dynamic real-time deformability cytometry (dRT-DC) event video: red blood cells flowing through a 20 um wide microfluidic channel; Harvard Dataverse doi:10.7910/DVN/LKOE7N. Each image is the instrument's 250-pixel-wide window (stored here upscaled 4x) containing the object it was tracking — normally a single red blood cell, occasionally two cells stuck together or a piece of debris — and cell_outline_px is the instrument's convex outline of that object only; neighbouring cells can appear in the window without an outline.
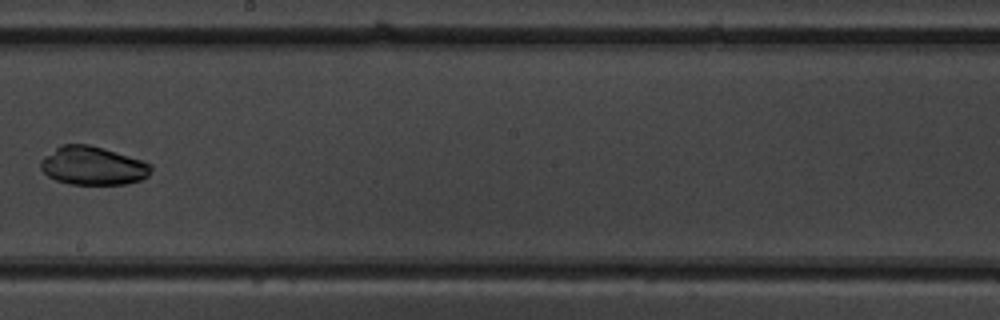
{"species": "common noctule bat (a hibernating species)", "species_latin": "Nyctalus noctula", "temperature_condition": "warm", "stored_images_in_passage": 10, "camera_frame_rate_fps": 3000, "um_per_image_px": 0.085, "animal": {"sex": "male", "body_mass_g": 19.5, "forearm_length_mm": 54.6}, "frame": {"image": 1, "passage_image": 9, "time_ms": 9.333, "image_size_px": [1000, 320], "cell_outline_px": [[152, 168], [148, 176], [140, 180], [124, 184], [68, 184], [56, 180], [48, 176], [40, 168], [40, 160], [44, 156], [56, 148], [64, 144], [88, 144], [128, 156], [152, 164]], "centroid_in_image_um": [7.87, 14.1], "position_along_channel_um": 240.3, "area_um2": 24.51}}
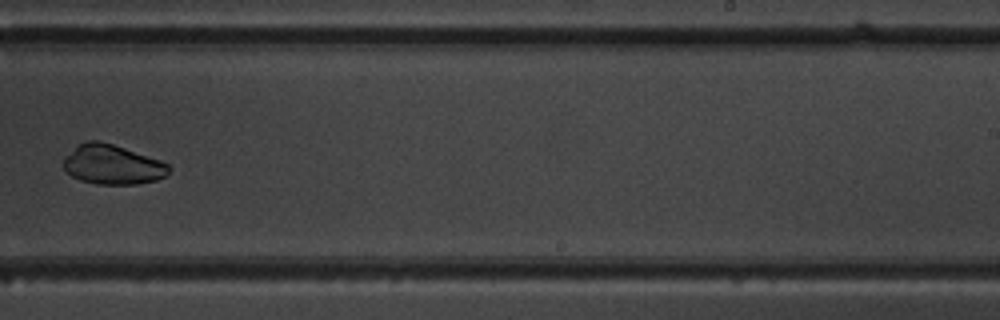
{"frame": {"image": 2, "passage_image": 10, "time_ms": 10.333, "image_size_px": [1000, 320], "cell_outline_px": [[172, 168], [168, 176], [156, 180], [136, 184], [96, 184], [80, 180], [72, 176], [64, 168], [64, 156], [76, 144], [88, 140], [100, 140], [160, 160], [168, 164]], "centroid_in_image_um": [9.55, 13.98], "position_along_channel_um": 279.4, "area_um2": 24.51}}